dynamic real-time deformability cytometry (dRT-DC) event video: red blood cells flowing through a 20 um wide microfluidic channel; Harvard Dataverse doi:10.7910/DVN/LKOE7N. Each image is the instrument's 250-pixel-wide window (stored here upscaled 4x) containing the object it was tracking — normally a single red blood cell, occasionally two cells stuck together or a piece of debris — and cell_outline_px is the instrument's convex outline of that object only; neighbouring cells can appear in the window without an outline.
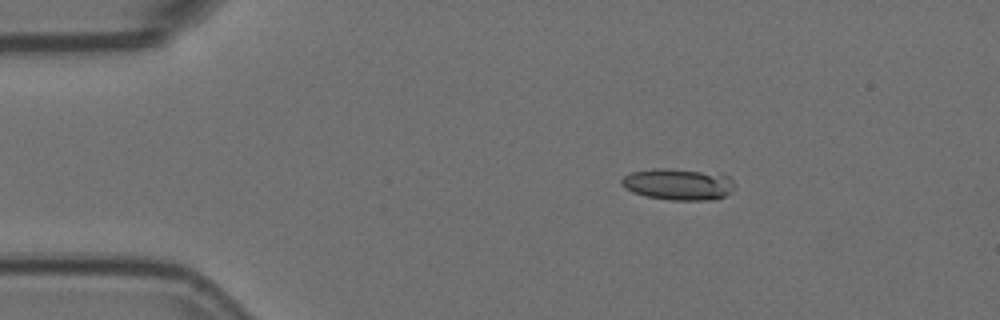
{"species": "Egyptian fruit bat (a non-hibernating species)", "species_latin": "Rousettus aegyptiacus", "temperature_condition": "room temperature", "stored_images_in_passage": 7, "camera_frame_rate_fps": 3000, "um_per_image_px": 0.085, "animal": {"sex": "female"}, "frame": {"image": 1, "passage_image": 3, "time_ms": 0.667, "image_size_px": [1000, 320], "cell_outline_px": [[732, 192], [716, 200], [668, 200], [644, 196], [632, 192], [624, 188], [620, 184], [620, 180], [624, 176], [632, 172], [656, 168], [664, 168], [700, 172], [728, 176], [732, 180]], "centroid_in_image_um": [57.58, 15.69], "position_along_channel_um": 27.4, "area_um2": 20.58}}